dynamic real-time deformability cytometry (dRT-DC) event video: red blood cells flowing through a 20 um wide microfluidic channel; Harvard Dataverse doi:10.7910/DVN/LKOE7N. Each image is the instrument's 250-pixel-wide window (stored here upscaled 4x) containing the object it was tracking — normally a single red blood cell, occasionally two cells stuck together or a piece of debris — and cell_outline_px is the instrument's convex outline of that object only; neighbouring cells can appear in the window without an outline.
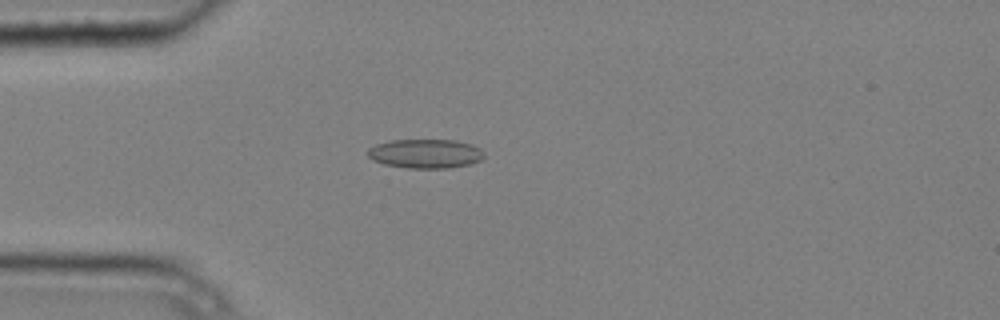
{"species": "common noctule bat (a hibernating species)", "species_latin": "Nyctalus noctula", "temperature_condition": "cold", "stored_images_in_passage": 3, "camera_frame_rate_fps": 3000, "um_per_image_px": 0.085, "animal": {"sex": "male", "body_mass_g": 20.4}, "frame": {"image": 1, "passage_image": 3, "time_ms": 0.667, "image_size_px": [1000, 320], "cell_outline_px": [[484, 156], [480, 160], [468, 164], [448, 168], [408, 168], [384, 164], [372, 160], [368, 156], [368, 148], [376, 144], [392, 140], [456, 140], [472, 144], [480, 148], [484, 152]], "centroid_in_image_um": [36.16, 13.05], "position_along_channel_um": 48.8, "area_um2": 19.77}}